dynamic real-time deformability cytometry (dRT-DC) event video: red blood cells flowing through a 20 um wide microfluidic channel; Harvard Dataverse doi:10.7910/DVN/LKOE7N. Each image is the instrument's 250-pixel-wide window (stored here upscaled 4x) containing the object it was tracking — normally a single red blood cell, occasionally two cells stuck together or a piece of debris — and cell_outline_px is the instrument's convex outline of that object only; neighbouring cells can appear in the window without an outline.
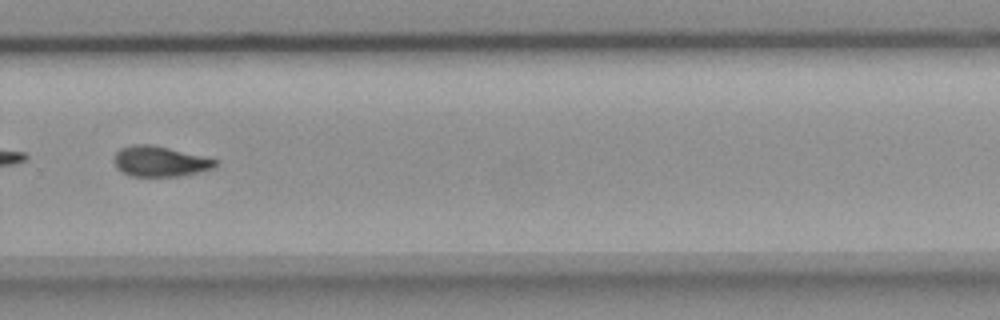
{"species": "common noctule bat (a hibernating species)", "species_latin": "Nyctalus noctula", "temperature_condition": "room temperature", "stored_images_in_passage": 40, "camera_frame_rate_fps": 3000, "um_per_image_px": 0.085, "animal": {"sex": "female", "body_mass_g": 18.4}, "frame": {"image": 1, "passage_image": 23, "time_ms": 7.333, "image_size_px": [1000, 320], "cell_outline_px": [[220, 160], [216, 168], [200, 172], [176, 176], [132, 176], [116, 168], [116, 152], [120, 148], [132, 144], [152, 144]], "centroid_in_image_um": [13.66, 13.71], "position_along_channel_um": 316.1, "area_um2": 17.92}}
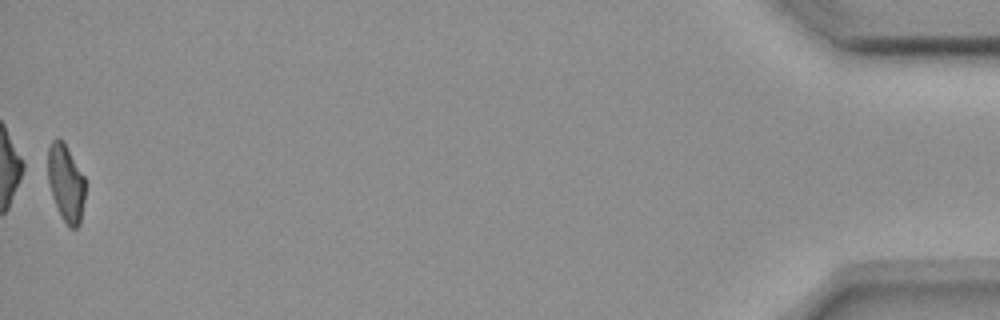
{"frame": {"image": 2, "passage_image": 40, "time_ms": 13.0, "image_size_px": [1000, 320], "cell_outline_px": [[84, 200], [80, 224], [76, 228], [68, 228], [52, 196], [48, 180], [48, 148], [52, 140], [56, 136], [64, 140], [84, 176]], "centroid_in_image_um": [5.6, 15.5], "position_along_channel_um": 429.6, "area_um2": 16.82}, "authors_computed_cell_mechanics": {"area_um2": 18.0914, "velocity_mm_per_s": 3.67, "shape_relaxation_time_tau1_ms": null, "shape_relaxation_time_tau2_ms": 8.8987, "deformation_change_tau1": null, "deformation_change_tau2": 0.1657}}